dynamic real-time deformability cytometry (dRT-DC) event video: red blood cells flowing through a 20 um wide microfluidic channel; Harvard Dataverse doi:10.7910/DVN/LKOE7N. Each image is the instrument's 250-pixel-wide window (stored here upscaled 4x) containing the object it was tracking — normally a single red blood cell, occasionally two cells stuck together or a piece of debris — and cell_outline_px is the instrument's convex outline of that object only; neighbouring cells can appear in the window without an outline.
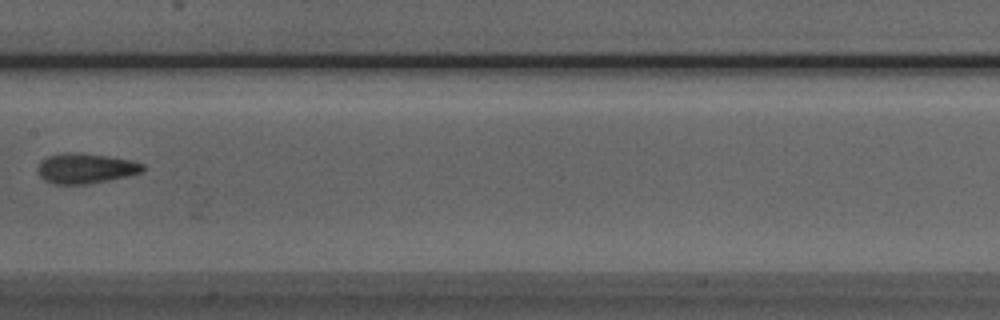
{"species": "Egyptian fruit bat (a non-hibernating species)", "species_latin": "Rousettus aegyptiacus", "temperature_condition": "room temperature", "stored_images_in_passage": 6, "camera_frame_rate_fps": 3000, "um_per_image_px": 0.085, "animal": {"sex": "male"}, "frame": {"image": 1, "passage_image": 6, "time_ms": 5.667, "image_size_px": [1000, 320], "cell_outline_px": [[144, 172], [128, 176], [88, 184], [52, 184], [44, 180], [40, 176], [36, 168], [40, 160], [48, 156], [64, 152], [76, 152], [104, 156], [128, 160], [144, 164]], "centroid_in_image_um": [7.23, 14.32], "position_along_channel_um": 200.2, "area_um2": 18.5}}